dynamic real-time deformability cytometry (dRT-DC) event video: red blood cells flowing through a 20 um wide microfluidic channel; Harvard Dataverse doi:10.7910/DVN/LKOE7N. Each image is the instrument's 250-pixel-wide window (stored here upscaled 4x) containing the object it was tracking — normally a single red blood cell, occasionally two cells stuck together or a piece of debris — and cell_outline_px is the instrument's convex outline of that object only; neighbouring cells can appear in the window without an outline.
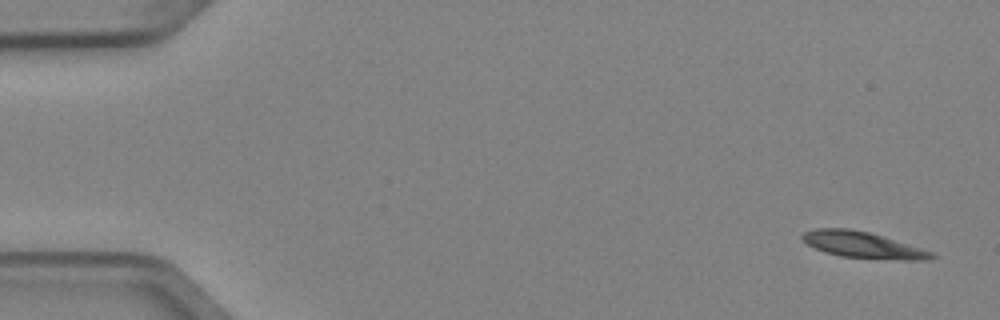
{"species": "Egyptian fruit bat (a non-hibernating species)", "species_latin": "Rousettus aegyptiacus", "temperature_condition": "cold", "stored_images_in_passage": 6, "segment_of_instrument_passage": [2, 2], "camera_frame_rate_fps": 3000, "um_per_image_px": 0.085, "animal": {"sex": "female"}, "frame": {"image": 1, "passage_image": 6, "time_ms": 1.667, "image_size_px": [1000, 320], "cell_outline_px": [[936, 256], [928, 260], [900, 260], [840, 256], [824, 252], [808, 244], [800, 236], [804, 232], [816, 228], [848, 228], [868, 232], [884, 236], [932, 252]], "centroid_in_image_um": [73.33, 20.81], "position_along_channel_um": 11.7, "area_um2": 19.59}}